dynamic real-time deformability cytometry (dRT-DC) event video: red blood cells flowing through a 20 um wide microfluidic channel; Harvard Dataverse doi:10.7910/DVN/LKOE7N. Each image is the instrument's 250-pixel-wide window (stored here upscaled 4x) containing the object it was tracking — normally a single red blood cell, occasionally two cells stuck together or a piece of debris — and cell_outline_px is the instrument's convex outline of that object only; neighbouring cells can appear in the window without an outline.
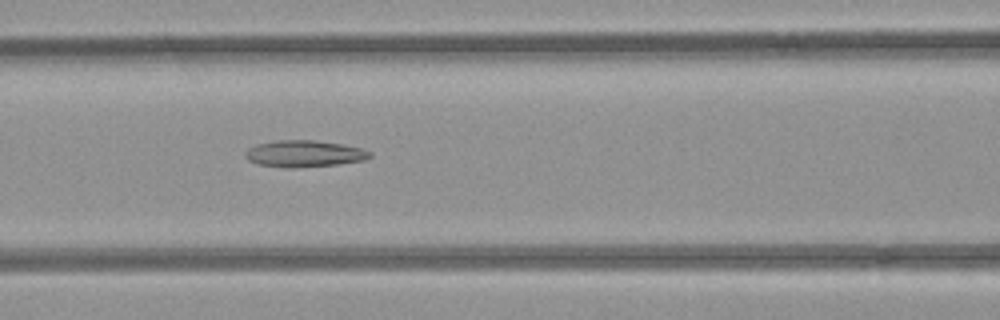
{"species": "common noctule bat (a hibernating species)", "species_latin": "Nyctalus noctula", "temperature_condition": "room temperature", "stored_images_in_passage": 52, "camera_frame_rate_fps": 3000, "um_per_image_px": 0.085, "animal": {"sex": "female", "body_mass_g": 21.9}, "frame": {"image": 1, "passage_image": 22, "time_ms": 7.0, "image_size_px": [1000, 320], "cell_outline_px": [[372, 156], [364, 160], [336, 164], [288, 168], [256, 164], [248, 160], [244, 156], [244, 152], [248, 148], [260, 144], [276, 140], [312, 140], [340, 144], [360, 148], [372, 152]], "centroid_in_image_um": [25.82, 13.06], "position_along_channel_um": 140.8, "area_um2": 19.13}}
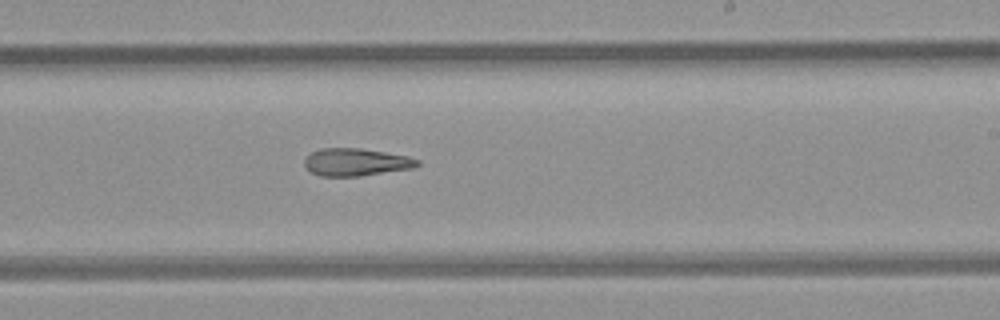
{"frame": {"image": 2, "passage_image": 31, "time_ms": 10.0, "image_size_px": [1000, 320], "cell_outline_px": [[420, 164], [412, 168], [360, 176], [320, 176], [312, 172], [304, 164], [304, 160], [312, 152], [320, 148], [360, 148], [408, 156], [420, 160]], "centroid_in_image_um": [30.27, 13.78], "position_along_channel_um": 258.7, "area_um2": 17.98}}
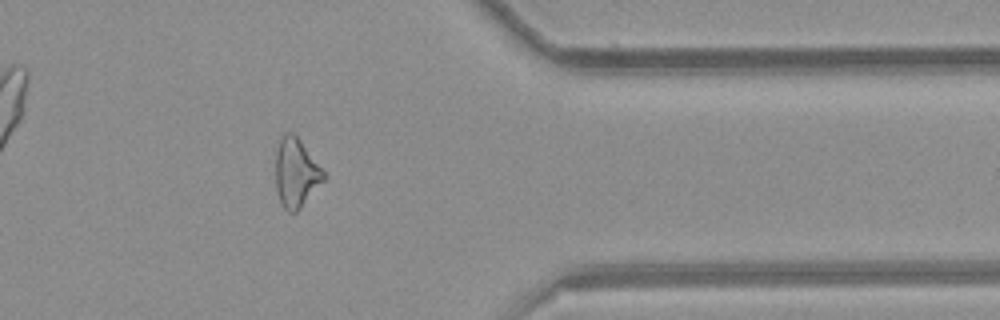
{"frame": {"image": 3, "passage_image": 42, "time_ms": 13.667, "image_size_px": [1000, 320], "cell_outline_px": [[324, 180], [300, 208], [296, 212], [288, 212], [284, 208], [280, 200], [276, 188], [276, 152], [280, 140], [284, 132], [292, 132], [300, 140], [324, 172]], "centroid_in_image_um": [25.14, 14.69], "position_along_channel_um": 386.3, "area_um2": 18.84}, "authors_computed_cell_mechanics": {"area_um2": 20.6346, "velocity_mm_per_s": 3.9464, "shape_relaxation_time_tau1_ms": null, "shape_relaxation_time_tau2_ms": 7.3706, "deformation_change_tau1": null, "deformation_change_tau2": 0.2137}}